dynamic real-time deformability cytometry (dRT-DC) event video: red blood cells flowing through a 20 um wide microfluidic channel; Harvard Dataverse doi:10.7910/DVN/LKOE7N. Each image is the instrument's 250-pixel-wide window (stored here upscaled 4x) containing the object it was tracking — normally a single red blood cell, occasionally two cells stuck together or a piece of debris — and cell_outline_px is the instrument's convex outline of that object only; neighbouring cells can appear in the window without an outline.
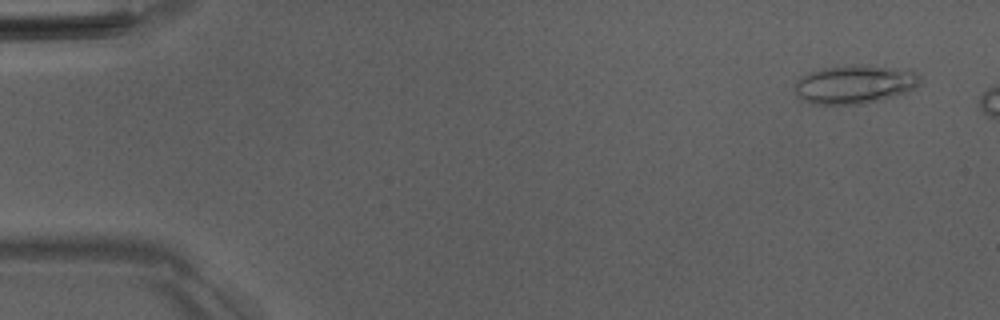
{"species": "Egyptian fruit bat (a non-hibernating species)", "species_latin": "Rousettus aegyptiacus", "temperature_condition": "room temperature", "stored_images_in_passage": 8, "camera_frame_rate_fps": 3000, "um_per_image_px": 0.085, "animal": {"sex": "male"}, "frame": {"image": 1, "passage_image": 3, "time_ms": 0.667, "image_size_px": [1000, 320], "cell_outline_px": [[920, 84], [916, 88], [892, 96], [860, 104], [808, 104], [800, 100], [796, 96], [792, 88], [796, 80], [800, 76], [820, 68], [852, 64], [868, 64], [916, 72], [920, 76]], "centroid_in_image_um": [72.54, 7.16], "position_along_channel_um": 12.5, "area_um2": 28.55}}